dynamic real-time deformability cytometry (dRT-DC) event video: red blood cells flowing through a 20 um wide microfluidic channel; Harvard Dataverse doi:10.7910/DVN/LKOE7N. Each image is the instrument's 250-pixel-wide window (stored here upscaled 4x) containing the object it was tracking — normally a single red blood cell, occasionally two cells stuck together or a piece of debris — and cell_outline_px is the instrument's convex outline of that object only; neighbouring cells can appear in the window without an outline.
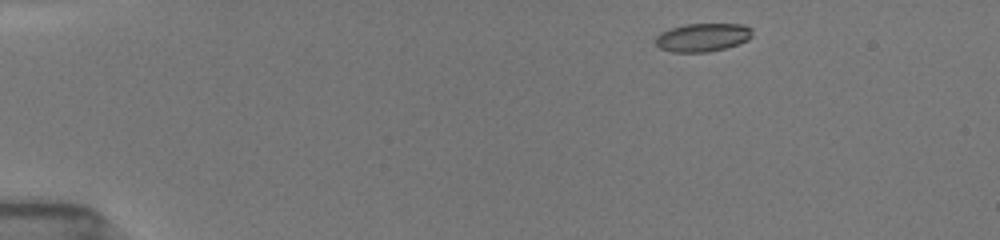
{"species": "common noctule bat (a hibernating species)", "species_latin": "Nyctalus noctula", "temperature_condition": "room temperature", "stored_images_in_passage": 75, "camera_frame_rate_fps": 3000, "um_per_image_px": 0.085, "animal": {"sex": "female", "body_mass_g": 19.5, "forearm_length_mm": 54.1}, "frame": {"image": 1, "passage_image": 1, "time_ms": 0.0, "image_size_px": [1000, 240], "cell_outline_px": [[752, 36], [748, 40], [724, 48], [708, 52], [672, 52], [660, 48], [656, 44], [656, 36], [660, 32], [672, 28], [688, 24], [744, 24], [752, 28]], "centroid_in_image_um": [59.73, 3.17], "position_along_channel_um": 25.3, "area_um2": 15.9}}
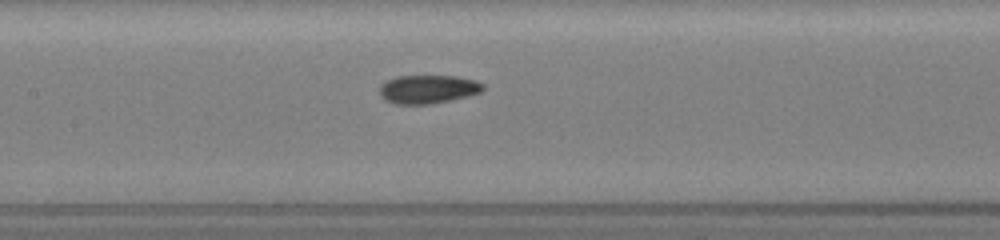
{"frame": {"image": 2, "passage_image": 30, "time_ms": 6.0, "image_size_px": [1000, 240], "cell_outline_px": [[484, 88], [480, 92], [468, 96], [452, 100], [432, 104], [392, 104], [384, 100], [380, 96], [380, 84], [396, 76], [456, 76], [476, 80], [484, 84]], "centroid_in_image_um": [36.36, 7.59], "position_along_channel_um": 171.0, "area_um2": 17.4}}
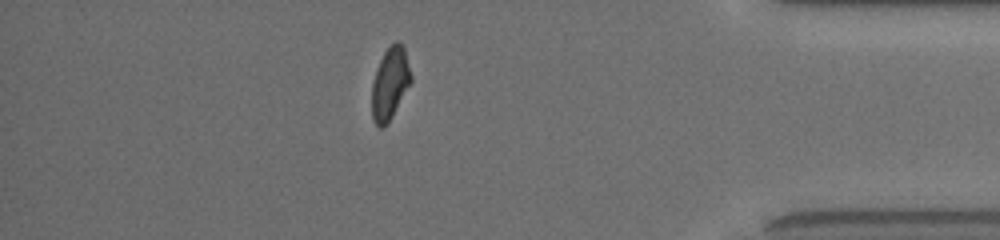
{"frame": {"image": 3, "passage_image": 64, "time_ms": 12.667, "image_size_px": [1000, 240], "cell_outline_px": [[412, 80], [384, 128], [380, 128], [372, 120], [372, 84], [376, 68], [384, 52], [396, 40], [404, 48], [412, 76]], "centroid_in_image_um": [33.13, 7.09], "position_along_channel_um": 402.1, "area_um2": 16.13}, "authors_computed_cell_mechanics": {"area_um2": 17.1088, "velocity_mm_per_s": 3.9352, "shape_relaxation_time_tau1_ms": 9.5997, "shape_relaxation_time_tau2_ms": 1.6049, "deformation_change_tau1": 0.2296, "deformation_change_tau2": 0.077}}